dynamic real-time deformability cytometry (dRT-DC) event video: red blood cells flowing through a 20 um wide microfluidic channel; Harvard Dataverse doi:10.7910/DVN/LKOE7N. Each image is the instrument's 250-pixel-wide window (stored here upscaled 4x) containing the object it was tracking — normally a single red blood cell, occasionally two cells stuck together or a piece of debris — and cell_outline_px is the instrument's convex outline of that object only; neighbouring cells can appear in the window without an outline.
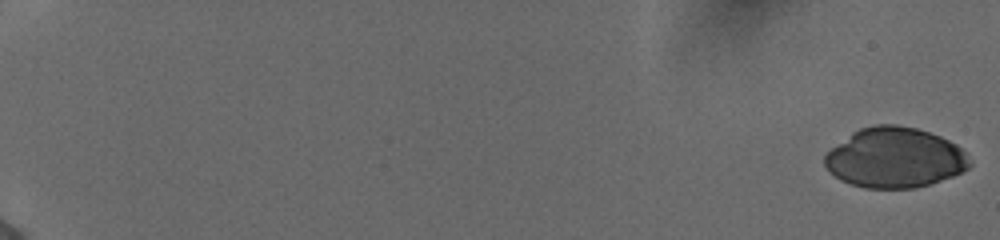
{"species": "human", "species_latin": "Homo sapiens", "temperature_condition": "cold", "stored_images_in_passage": 55, "camera_frame_rate_fps": 3000, "um_per_image_px": 0.085, "donor": {"sex": "female"}, "frame": {"image": 1, "passage_image": 1, "time_ms": 0.0, "image_size_px": [1000, 240], "cell_outline_px": [[972, 164], [968, 168], [952, 176], [932, 184], [916, 188], [864, 188], [840, 180], [828, 172], [824, 164], [824, 156], [832, 148], [852, 132], [860, 128], [876, 124], [896, 124], [916, 128], [940, 136], [956, 144], [964, 152]], "centroid_in_image_um": [76.04, 13.41], "position_along_channel_um": 9.0, "area_um2": 50.86}}